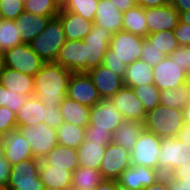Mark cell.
<instances>
[{
	"label": "cell",
	"instance_id": "49",
	"mask_svg": "<svg viewBox=\"0 0 190 190\" xmlns=\"http://www.w3.org/2000/svg\"><path fill=\"white\" fill-rule=\"evenodd\" d=\"M29 97L28 95L15 93L8 89L7 107L14 113H17Z\"/></svg>",
	"mask_w": 190,
	"mask_h": 190
},
{
	"label": "cell",
	"instance_id": "5",
	"mask_svg": "<svg viewBox=\"0 0 190 190\" xmlns=\"http://www.w3.org/2000/svg\"><path fill=\"white\" fill-rule=\"evenodd\" d=\"M190 162V146L178 138H162L157 170L164 176L171 174L176 168Z\"/></svg>",
	"mask_w": 190,
	"mask_h": 190
},
{
	"label": "cell",
	"instance_id": "27",
	"mask_svg": "<svg viewBox=\"0 0 190 190\" xmlns=\"http://www.w3.org/2000/svg\"><path fill=\"white\" fill-rule=\"evenodd\" d=\"M59 107L64 122L80 127H86L89 124L90 107L78 103L67 96L64 97Z\"/></svg>",
	"mask_w": 190,
	"mask_h": 190
},
{
	"label": "cell",
	"instance_id": "13",
	"mask_svg": "<svg viewBox=\"0 0 190 190\" xmlns=\"http://www.w3.org/2000/svg\"><path fill=\"white\" fill-rule=\"evenodd\" d=\"M66 96L90 108L101 100L98 90L87 72L72 73Z\"/></svg>",
	"mask_w": 190,
	"mask_h": 190
},
{
	"label": "cell",
	"instance_id": "63",
	"mask_svg": "<svg viewBox=\"0 0 190 190\" xmlns=\"http://www.w3.org/2000/svg\"><path fill=\"white\" fill-rule=\"evenodd\" d=\"M176 0H165V5L173 6Z\"/></svg>",
	"mask_w": 190,
	"mask_h": 190
},
{
	"label": "cell",
	"instance_id": "38",
	"mask_svg": "<svg viewBox=\"0 0 190 190\" xmlns=\"http://www.w3.org/2000/svg\"><path fill=\"white\" fill-rule=\"evenodd\" d=\"M99 0H62L61 8L94 21Z\"/></svg>",
	"mask_w": 190,
	"mask_h": 190
},
{
	"label": "cell",
	"instance_id": "25",
	"mask_svg": "<svg viewBox=\"0 0 190 190\" xmlns=\"http://www.w3.org/2000/svg\"><path fill=\"white\" fill-rule=\"evenodd\" d=\"M72 173V171L66 170V168L48 165L43 160H41L39 177L45 187H51L60 190L71 189Z\"/></svg>",
	"mask_w": 190,
	"mask_h": 190
},
{
	"label": "cell",
	"instance_id": "32",
	"mask_svg": "<svg viewBox=\"0 0 190 190\" xmlns=\"http://www.w3.org/2000/svg\"><path fill=\"white\" fill-rule=\"evenodd\" d=\"M122 30L146 38L148 27L145 19V8L135 5L123 13Z\"/></svg>",
	"mask_w": 190,
	"mask_h": 190
},
{
	"label": "cell",
	"instance_id": "11",
	"mask_svg": "<svg viewBox=\"0 0 190 190\" xmlns=\"http://www.w3.org/2000/svg\"><path fill=\"white\" fill-rule=\"evenodd\" d=\"M154 85L160 90L173 89L186 84L187 70L166 56L153 67Z\"/></svg>",
	"mask_w": 190,
	"mask_h": 190
},
{
	"label": "cell",
	"instance_id": "65",
	"mask_svg": "<svg viewBox=\"0 0 190 190\" xmlns=\"http://www.w3.org/2000/svg\"><path fill=\"white\" fill-rule=\"evenodd\" d=\"M2 66H3V59H2V53H0V72H1Z\"/></svg>",
	"mask_w": 190,
	"mask_h": 190
},
{
	"label": "cell",
	"instance_id": "16",
	"mask_svg": "<svg viewBox=\"0 0 190 190\" xmlns=\"http://www.w3.org/2000/svg\"><path fill=\"white\" fill-rule=\"evenodd\" d=\"M163 175L157 170L143 165L126 168L117 179L118 186L129 190H142L161 179Z\"/></svg>",
	"mask_w": 190,
	"mask_h": 190
},
{
	"label": "cell",
	"instance_id": "60",
	"mask_svg": "<svg viewBox=\"0 0 190 190\" xmlns=\"http://www.w3.org/2000/svg\"><path fill=\"white\" fill-rule=\"evenodd\" d=\"M182 111L184 122L190 124V103Z\"/></svg>",
	"mask_w": 190,
	"mask_h": 190
},
{
	"label": "cell",
	"instance_id": "39",
	"mask_svg": "<svg viewBox=\"0 0 190 190\" xmlns=\"http://www.w3.org/2000/svg\"><path fill=\"white\" fill-rule=\"evenodd\" d=\"M61 9L60 0H28L24 10L35 15L57 17Z\"/></svg>",
	"mask_w": 190,
	"mask_h": 190
},
{
	"label": "cell",
	"instance_id": "7",
	"mask_svg": "<svg viewBox=\"0 0 190 190\" xmlns=\"http://www.w3.org/2000/svg\"><path fill=\"white\" fill-rule=\"evenodd\" d=\"M3 66L35 76L45 63L29 44L21 43L2 54Z\"/></svg>",
	"mask_w": 190,
	"mask_h": 190
},
{
	"label": "cell",
	"instance_id": "23",
	"mask_svg": "<svg viewBox=\"0 0 190 190\" xmlns=\"http://www.w3.org/2000/svg\"><path fill=\"white\" fill-rule=\"evenodd\" d=\"M123 13L110 0H99L93 23L111 31H122Z\"/></svg>",
	"mask_w": 190,
	"mask_h": 190
},
{
	"label": "cell",
	"instance_id": "45",
	"mask_svg": "<svg viewBox=\"0 0 190 190\" xmlns=\"http://www.w3.org/2000/svg\"><path fill=\"white\" fill-rule=\"evenodd\" d=\"M16 128V113H14L7 106L0 107V136Z\"/></svg>",
	"mask_w": 190,
	"mask_h": 190
},
{
	"label": "cell",
	"instance_id": "30",
	"mask_svg": "<svg viewBox=\"0 0 190 190\" xmlns=\"http://www.w3.org/2000/svg\"><path fill=\"white\" fill-rule=\"evenodd\" d=\"M106 145L85 140L77 148L79 166L99 170Z\"/></svg>",
	"mask_w": 190,
	"mask_h": 190
},
{
	"label": "cell",
	"instance_id": "59",
	"mask_svg": "<svg viewBox=\"0 0 190 190\" xmlns=\"http://www.w3.org/2000/svg\"><path fill=\"white\" fill-rule=\"evenodd\" d=\"M179 20L182 23L190 24V10L179 13Z\"/></svg>",
	"mask_w": 190,
	"mask_h": 190
},
{
	"label": "cell",
	"instance_id": "41",
	"mask_svg": "<svg viewBox=\"0 0 190 190\" xmlns=\"http://www.w3.org/2000/svg\"><path fill=\"white\" fill-rule=\"evenodd\" d=\"M168 190H190V162L167 174Z\"/></svg>",
	"mask_w": 190,
	"mask_h": 190
},
{
	"label": "cell",
	"instance_id": "10",
	"mask_svg": "<svg viewBox=\"0 0 190 190\" xmlns=\"http://www.w3.org/2000/svg\"><path fill=\"white\" fill-rule=\"evenodd\" d=\"M112 35V32L106 28L93 24L91 31L83 39L85 42L86 72L91 68L102 65Z\"/></svg>",
	"mask_w": 190,
	"mask_h": 190
},
{
	"label": "cell",
	"instance_id": "55",
	"mask_svg": "<svg viewBox=\"0 0 190 190\" xmlns=\"http://www.w3.org/2000/svg\"><path fill=\"white\" fill-rule=\"evenodd\" d=\"M142 190H168L167 176L164 175L156 183L150 186L144 187Z\"/></svg>",
	"mask_w": 190,
	"mask_h": 190
},
{
	"label": "cell",
	"instance_id": "56",
	"mask_svg": "<svg viewBox=\"0 0 190 190\" xmlns=\"http://www.w3.org/2000/svg\"><path fill=\"white\" fill-rule=\"evenodd\" d=\"M137 4L143 8H154L165 5V0H137Z\"/></svg>",
	"mask_w": 190,
	"mask_h": 190
},
{
	"label": "cell",
	"instance_id": "2",
	"mask_svg": "<svg viewBox=\"0 0 190 190\" xmlns=\"http://www.w3.org/2000/svg\"><path fill=\"white\" fill-rule=\"evenodd\" d=\"M183 111L162 104L147 112L144 129L160 138H174L184 125Z\"/></svg>",
	"mask_w": 190,
	"mask_h": 190
},
{
	"label": "cell",
	"instance_id": "19",
	"mask_svg": "<svg viewBox=\"0 0 190 190\" xmlns=\"http://www.w3.org/2000/svg\"><path fill=\"white\" fill-rule=\"evenodd\" d=\"M87 73L101 99H110L124 86L123 78L103 64L89 69Z\"/></svg>",
	"mask_w": 190,
	"mask_h": 190
},
{
	"label": "cell",
	"instance_id": "66",
	"mask_svg": "<svg viewBox=\"0 0 190 190\" xmlns=\"http://www.w3.org/2000/svg\"><path fill=\"white\" fill-rule=\"evenodd\" d=\"M4 20L3 14L1 13V9H0V21Z\"/></svg>",
	"mask_w": 190,
	"mask_h": 190
},
{
	"label": "cell",
	"instance_id": "44",
	"mask_svg": "<svg viewBox=\"0 0 190 190\" xmlns=\"http://www.w3.org/2000/svg\"><path fill=\"white\" fill-rule=\"evenodd\" d=\"M85 140L95 143L109 144L113 141V133L108 130L96 129L88 124L85 127Z\"/></svg>",
	"mask_w": 190,
	"mask_h": 190
},
{
	"label": "cell",
	"instance_id": "20",
	"mask_svg": "<svg viewBox=\"0 0 190 190\" xmlns=\"http://www.w3.org/2000/svg\"><path fill=\"white\" fill-rule=\"evenodd\" d=\"M5 146V158L11 166L30 158H34L31 146L18 128L1 135Z\"/></svg>",
	"mask_w": 190,
	"mask_h": 190
},
{
	"label": "cell",
	"instance_id": "40",
	"mask_svg": "<svg viewBox=\"0 0 190 190\" xmlns=\"http://www.w3.org/2000/svg\"><path fill=\"white\" fill-rule=\"evenodd\" d=\"M135 95L143 103L147 112L160 105V90L154 84L140 85L132 88Z\"/></svg>",
	"mask_w": 190,
	"mask_h": 190
},
{
	"label": "cell",
	"instance_id": "31",
	"mask_svg": "<svg viewBox=\"0 0 190 190\" xmlns=\"http://www.w3.org/2000/svg\"><path fill=\"white\" fill-rule=\"evenodd\" d=\"M46 164L74 171L79 167L78 152L75 148L57 145L43 159Z\"/></svg>",
	"mask_w": 190,
	"mask_h": 190
},
{
	"label": "cell",
	"instance_id": "67",
	"mask_svg": "<svg viewBox=\"0 0 190 190\" xmlns=\"http://www.w3.org/2000/svg\"><path fill=\"white\" fill-rule=\"evenodd\" d=\"M117 190H129V189L118 186Z\"/></svg>",
	"mask_w": 190,
	"mask_h": 190
},
{
	"label": "cell",
	"instance_id": "46",
	"mask_svg": "<svg viewBox=\"0 0 190 190\" xmlns=\"http://www.w3.org/2000/svg\"><path fill=\"white\" fill-rule=\"evenodd\" d=\"M102 64L111 69L115 74L124 77L127 65L115 56H110V48L105 53Z\"/></svg>",
	"mask_w": 190,
	"mask_h": 190
},
{
	"label": "cell",
	"instance_id": "14",
	"mask_svg": "<svg viewBox=\"0 0 190 190\" xmlns=\"http://www.w3.org/2000/svg\"><path fill=\"white\" fill-rule=\"evenodd\" d=\"M110 100L121 113L124 120L141 123L145 121L147 111L132 88L124 85Z\"/></svg>",
	"mask_w": 190,
	"mask_h": 190
},
{
	"label": "cell",
	"instance_id": "36",
	"mask_svg": "<svg viewBox=\"0 0 190 190\" xmlns=\"http://www.w3.org/2000/svg\"><path fill=\"white\" fill-rule=\"evenodd\" d=\"M22 32L15 24V20L4 19L0 21V53L23 43L21 39Z\"/></svg>",
	"mask_w": 190,
	"mask_h": 190
},
{
	"label": "cell",
	"instance_id": "15",
	"mask_svg": "<svg viewBox=\"0 0 190 190\" xmlns=\"http://www.w3.org/2000/svg\"><path fill=\"white\" fill-rule=\"evenodd\" d=\"M123 121L124 118L110 99H101L91 107L89 124L96 129L114 133Z\"/></svg>",
	"mask_w": 190,
	"mask_h": 190
},
{
	"label": "cell",
	"instance_id": "26",
	"mask_svg": "<svg viewBox=\"0 0 190 190\" xmlns=\"http://www.w3.org/2000/svg\"><path fill=\"white\" fill-rule=\"evenodd\" d=\"M46 106L36 98L30 96L25 104L16 113L17 126L37 125L43 123Z\"/></svg>",
	"mask_w": 190,
	"mask_h": 190
},
{
	"label": "cell",
	"instance_id": "9",
	"mask_svg": "<svg viewBox=\"0 0 190 190\" xmlns=\"http://www.w3.org/2000/svg\"><path fill=\"white\" fill-rule=\"evenodd\" d=\"M144 37L126 31H118L112 35L109 43L110 56L124 61L128 66L140 60Z\"/></svg>",
	"mask_w": 190,
	"mask_h": 190
},
{
	"label": "cell",
	"instance_id": "22",
	"mask_svg": "<svg viewBox=\"0 0 190 190\" xmlns=\"http://www.w3.org/2000/svg\"><path fill=\"white\" fill-rule=\"evenodd\" d=\"M0 83L15 93L28 96L34 95V77L2 66L0 72Z\"/></svg>",
	"mask_w": 190,
	"mask_h": 190
},
{
	"label": "cell",
	"instance_id": "18",
	"mask_svg": "<svg viewBox=\"0 0 190 190\" xmlns=\"http://www.w3.org/2000/svg\"><path fill=\"white\" fill-rule=\"evenodd\" d=\"M148 34L159 31H173L179 23V12L170 5L145 8Z\"/></svg>",
	"mask_w": 190,
	"mask_h": 190
},
{
	"label": "cell",
	"instance_id": "47",
	"mask_svg": "<svg viewBox=\"0 0 190 190\" xmlns=\"http://www.w3.org/2000/svg\"><path fill=\"white\" fill-rule=\"evenodd\" d=\"M46 106V114L43 119V123H46L49 127L57 129L64 121L60 112V107H54L50 105Z\"/></svg>",
	"mask_w": 190,
	"mask_h": 190
},
{
	"label": "cell",
	"instance_id": "1",
	"mask_svg": "<svg viewBox=\"0 0 190 190\" xmlns=\"http://www.w3.org/2000/svg\"><path fill=\"white\" fill-rule=\"evenodd\" d=\"M71 75L72 72L58 63H44L34 76V95L44 105L60 106L67 95Z\"/></svg>",
	"mask_w": 190,
	"mask_h": 190
},
{
	"label": "cell",
	"instance_id": "24",
	"mask_svg": "<svg viewBox=\"0 0 190 190\" xmlns=\"http://www.w3.org/2000/svg\"><path fill=\"white\" fill-rule=\"evenodd\" d=\"M52 18L55 17L35 15L27 11L20 14L15 20V24L19 27V31L22 32V42L29 44L45 29Z\"/></svg>",
	"mask_w": 190,
	"mask_h": 190
},
{
	"label": "cell",
	"instance_id": "57",
	"mask_svg": "<svg viewBox=\"0 0 190 190\" xmlns=\"http://www.w3.org/2000/svg\"><path fill=\"white\" fill-rule=\"evenodd\" d=\"M173 7L179 12H186L190 10V0H176Z\"/></svg>",
	"mask_w": 190,
	"mask_h": 190
},
{
	"label": "cell",
	"instance_id": "52",
	"mask_svg": "<svg viewBox=\"0 0 190 190\" xmlns=\"http://www.w3.org/2000/svg\"><path fill=\"white\" fill-rule=\"evenodd\" d=\"M112 3L122 12H126L130 8H133L137 5L135 0H110Z\"/></svg>",
	"mask_w": 190,
	"mask_h": 190
},
{
	"label": "cell",
	"instance_id": "50",
	"mask_svg": "<svg viewBox=\"0 0 190 190\" xmlns=\"http://www.w3.org/2000/svg\"><path fill=\"white\" fill-rule=\"evenodd\" d=\"M173 32L180 46L185 47L190 45V24H185L179 21Z\"/></svg>",
	"mask_w": 190,
	"mask_h": 190
},
{
	"label": "cell",
	"instance_id": "17",
	"mask_svg": "<svg viewBox=\"0 0 190 190\" xmlns=\"http://www.w3.org/2000/svg\"><path fill=\"white\" fill-rule=\"evenodd\" d=\"M55 63L72 73L86 72L85 42L83 40H66L60 48Z\"/></svg>",
	"mask_w": 190,
	"mask_h": 190
},
{
	"label": "cell",
	"instance_id": "37",
	"mask_svg": "<svg viewBox=\"0 0 190 190\" xmlns=\"http://www.w3.org/2000/svg\"><path fill=\"white\" fill-rule=\"evenodd\" d=\"M146 39L166 56H170L174 50H177L180 47L173 31L167 30L149 33L146 36Z\"/></svg>",
	"mask_w": 190,
	"mask_h": 190
},
{
	"label": "cell",
	"instance_id": "54",
	"mask_svg": "<svg viewBox=\"0 0 190 190\" xmlns=\"http://www.w3.org/2000/svg\"><path fill=\"white\" fill-rule=\"evenodd\" d=\"M118 182L117 180L104 179L100 182L94 190H117Z\"/></svg>",
	"mask_w": 190,
	"mask_h": 190
},
{
	"label": "cell",
	"instance_id": "51",
	"mask_svg": "<svg viewBox=\"0 0 190 190\" xmlns=\"http://www.w3.org/2000/svg\"><path fill=\"white\" fill-rule=\"evenodd\" d=\"M11 172V164L6 158L0 159V189H6Z\"/></svg>",
	"mask_w": 190,
	"mask_h": 190
},
{
	"label": "cell",
	"instance_id": "58",
	"mask_svg": "<svg viewBox=\"0 0 190 190\" xmlns=\"http://www.w3.org/2000/svg\"><path fill=\"white\" fill-rule=\"evenodd\" d=\"M8 89L0 83V107L7 106Z\"/></svg>",
	"mask_w": 190,
	"mask_h": 190
},
{
	"label": "cell",
	"instance_id": "68",
	"mask_svg": "<svg viewBox=\"0 0 190 190\" xmlns=\"http://www.w3.org/2000/svg\"><path fill=\"white\" fill-rule=\"evenodd\" d=\"M23 4L26 3L28 0H20Z\"/></svg>",
	"mask_w": 190,
	"mask_h": 190
},
{
	"label": "cell",
	"instance_id": "34",
	"mask_svg": "<svg viewBox=\"0 0 190 190\" xmlns=\"http://www.w3.org/2000/svg\"><path fill=\"white\" fill-rule=\"evenodd\" d=\"M58 144L77 149L85 141V127L63 122L57 129Z\"/></svg>",
	"mask_w": 190,
	"mask_h": 190
},
{
	"label": "cell",
	"instance_id": "8",
	"mask_svg": "<svg viewBox=\"0 0 190 190\" xmlns=\"http://www.w3.org/2000/svg\"><path fill=\"white\" fill-rule=\"evenodd\" d=\"M161 139L156 134L143 129L138 140L130 151L132 166L143 165L157 169Z\"/></svg>",
	"mask_w": 190,
	"mask_h": 190
},
{
	"label": "cell",
	"instance_id": "21",
	"mask_svg": "<svg viewBox=\"0 0 190 190\" xmlns=\"http://www.w3.org/2000/svg\"><path fill=\"white\" fill-rule=\"evenodd\" d=\"M57 17L61 20L66 40H83L91 31L93 21L62 8Z\"/></svg>",
	"mask_w": 190,
	"mask_h": 190
},
{
	"label": "cell",
	"instance_id": "12",
	"mask_svg": "<svg viewBox=\"0 0 190 190\" xmlns=\"http://www.w3.org/2000/svg\"><path fill=\"white\" fill-rule=\"evenodd\" d=\"M130 166V151L113 142L106 145L99 168L103 179L117 180L120 174Z\"/></svg>",
	"mask_w": 190,
	"mask_h": 190
},
{
	"label": "cell",
	"instance_id": "64",
	"mask_svg": "<svg viewBox=\"0 0 190 190\" xmlns=\"http://www.w3.org/2000/svg\"><path fill=\"white\" fill-rule=\"evenodd\" d=\"M41 190H60V189H56V188H51V187H43Z\"/></svg>",
	"mask_w": 190,
	"mask_h": 190
},
{
	"label": "cell",
	"instance_id": "4",
	"mask_svg": "<svg viewBox=\"0 0 190 190\" xmlns=\"http://www.w3.org/2000/svg\"><path fill=\"white\" fill-rule=\"evenodd\" d=\"M40 163V159L30 158L11 166L6 190H41Z\"/></svg>",
	"mask_w": 190,
	"mask_h": 190
},
{
	"label": "cell",
	"instance_id": "48",
	"mask_svg": "<svg viewBox=\"0 0 190 190\" xmlns=\"http://www.w3.org/2000/svg\"><path fill=\"white\" fill-rule=\"evenodd\" d=\"M169 57L173 61H177L181 66H184L187 72H190V45L185 47L180 46Z\"/></svg>",
	"mask_w": 190,
	"mask_h": 190
},
{
	"label": "cell",
	"instance_id": "53",
	"mask_svg": "<svg viewBox=\"0 0 190 190\" xmlns=\"http://www.w3.org/2000/svg\"><path fill=\"white\" fill-rule=\"evenodd\" d=\"M176 138L190 146V124L184 123Z\"/></svg>",
	"mask_w": 190,
	"mask_h": 190
},
{
	"label": "cell",
	"instance_id": "35",
	"mask_svg": "<svg viewBox=\"0 0 190 190\" xmlns=\"http://www.w3.org/2000/svg\"><path fill=\"white\" fill-rule=\"evenodd\" d=\"M190 103V91L186 84L160 92V104L170 108L183 110Z\"/></svg>",
	"mask_w": 190,
	"mask_h": 190
},
{
	"label": "cell",
	"instance_id": "3",
	"mask_svg": "<svg viewBox=\"0 0 190 190\" xmlns=\"http://www.w3.org/2000/svg\"><path fill=\"white\" fill-rule=\"evenodd\" d=\"M66 42L61 20L52 18L45 29L30 43V48L45 62H55L60 48Z\"/></svg>",
	"mask_w": 190,
	"mask_h": 190
},
{
	"label": "cell",
	"instance_id": "33",
	"mask_svg": "<svg viewBox=\"0 0 190 190\" xmlns=\"http://www.w3.org/2000/svg\"><path fill=\"white\" fill-rule=\"evenodd\" d=\"M103 180L100 170L79 166L72 173L71 188L73 190H94Z\"/></svg>",
	"mask_w": 190,
	"mask_h": 190
},
{
	"label": "cell",
	"instance_id": "43",
	"mask_svg": "<svg viewBox=\"0 0 190 190\" xmlns=\"http://www.w3.org/2000/svg\"><path fill=\"white\" fill-rule=\"evenodd\" d=\"M0 9L4 19L16 20L24 10L20 0H0Z\"/></svg>",
	"mask_w": 190,
	"mask_h": 190
},
{
	"label": "cell",
	"instance_id": "42",
	"mask_svg": "<svg viewBox=\"0 0 190 190\" xmlns=\"http://www.w3.org/2000/svg\"><path fill=\"white\" fill-rule=\"evenodd\" d=\"M165 57L166 55L162 53V51L157 50L150 41L146 38L144 39L140 60H143L148 65L154 67Z\"/></svg>",
	"mask_w": 190,
	"mask_h": 190
},
{
	"label": "cell",
	"instance_id": "28",
	"mask_svg": "<svg viewBox=\"0 0 190 190\" xmlns=\"http://www.w3.org/2000/svg\"><path fill=\"white\" fill-rule=\"evenodd\" d=\"M123 81L124 85L130 88L154 84L153 67L143 60H137L127 66Z\"/></svg>",
	"mask_w": 190,
	"mask_h": 190
},
{
	"label": "cell",
	"instance_id": "61",
	"mask_svg": "<svg viewBox=\"0 0 190 190\" xmlns=\"http://www.w3.org/2000/svg\"><path fill=\"white\" fill-rule=\"evenodd\" d=\"M5 157V146L3 144V140L0 136V159Z\"/></svg>",
	"mask_w": 190,
	"mask_h": 190
},
{
	"label": "cell",
	"instance_id": "29",
	"mask_svg": "<svg viewBox=\"0 0 190 190\" xmlns=\"http://www.w3.org/2000/svg\"><path fill=\"white\" fill-rule=\"evenodd\" d=\"M144 124L138 121L124 120L113 133V143L131 151L141 132Z\"/></svg>",
	"mask_w": 190,
	"mask_h": 190
},
{
	"label": "cell",
	"instance_id": "6",
	"mask_svg": "<svg viewBox=\"0 0 190 190\" xmlns=\"http://www.w3.org/2000/svg\"><path fill=\"white\" fill-rule=\"evenodd\" d=\"M17 128L31 146L34 158L42 160L58 145L56 129L46 123L17 126Z\"/></svg>",
	"mask_w": 190,
	"mask_h": 190
},
{
	"label": "cell",
	"instance_id": "62",
	"mask_svg": "<svg viewBox=\"0 0 190 190\" xmlns=\"http://www.w3.org/2000/svg\"><path fill=\"white\" fill-rule=\"evenodd\" d=\"M186 86L190 91V72H187Z\"/></svg>",
	"mask_w": 190,
	"mask_h": 190
}]
</instances>
